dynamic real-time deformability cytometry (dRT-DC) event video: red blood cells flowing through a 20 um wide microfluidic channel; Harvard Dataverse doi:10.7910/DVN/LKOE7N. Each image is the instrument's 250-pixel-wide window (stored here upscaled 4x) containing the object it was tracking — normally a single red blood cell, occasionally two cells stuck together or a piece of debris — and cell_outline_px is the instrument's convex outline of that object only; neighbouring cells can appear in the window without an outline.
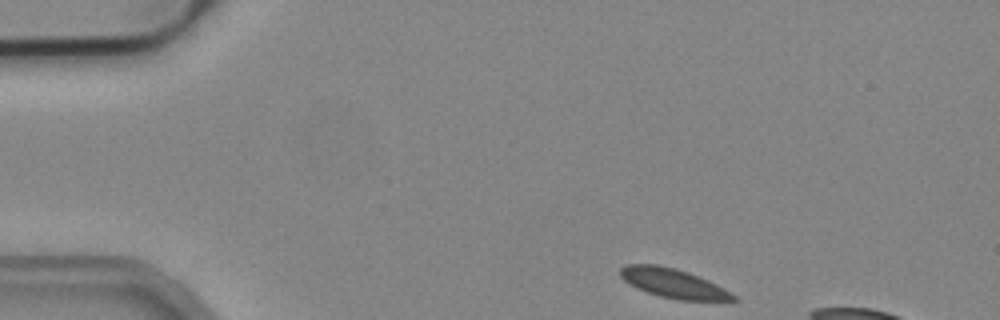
{"species": "common noctule bat (a hibernating species)", "species_latin": "Nyctalus noctula", "temperature_condition": "cold", "stored_images_in_passage": 4, "camera_frame_rate_fps": 3000, "um_per_image_px": 0.085, "animal": {"sex": "male", "body_mass_g": 19.2, "forearm_length_mm": 51.8}, "frame": {"image": 1, "passage_image": 1, "time_ms": 0.0, "image_size_px": [1000, 320], "cell_outline_px": [[740, 300], [676, 300], [660, 296], [636, 288], [628, 284], [620, 276], [620, 268], [628, 264], [656, 264], [676, 268], [688, 272], [708, 280], [732, 292]], "centroid_in_image_um": [57.22, 24.07], "position_along_channel_um": 27.8, "area_um2": 19.31}}